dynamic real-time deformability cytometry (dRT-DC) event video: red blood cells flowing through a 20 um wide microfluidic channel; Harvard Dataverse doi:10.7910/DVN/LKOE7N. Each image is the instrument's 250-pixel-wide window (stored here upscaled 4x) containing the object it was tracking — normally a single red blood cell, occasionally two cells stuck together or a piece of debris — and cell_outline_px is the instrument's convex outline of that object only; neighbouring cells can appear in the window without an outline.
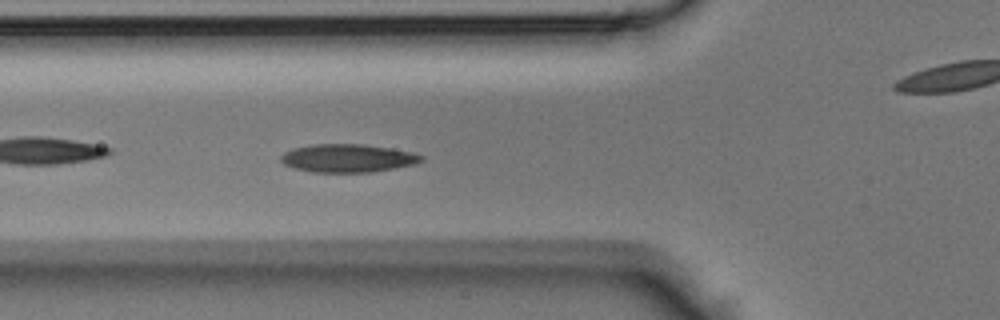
{"species": "Egyptian fruit bat (a non-hibernating species)", "species_latin": "Rousettus aegyptiacus", "temperature_condition": "room temperature", "stored_images_in_passage": 46, "camera_frame_rate_fps": 3000, "um_per_image_px": 0.085, "animal": {"sex": "male"}, "frame": {"image": 1, "passage_image": 16, "time_ms": 5.0, "image_size_px": [1000, 320], "cell_outline_px": [[424, 160], [416, 164], [368, 172], [312, 172], [296, 168], [284, 164], [280, 160], [280, 156], [284, 152], [292, 148], [312, 144], [364, 144], [412, 152], [424, 156]], "centroid_in_image_um": [29.54, 13.44], "position_along_channel_um": 96.3, "area_um2": 22.95}}
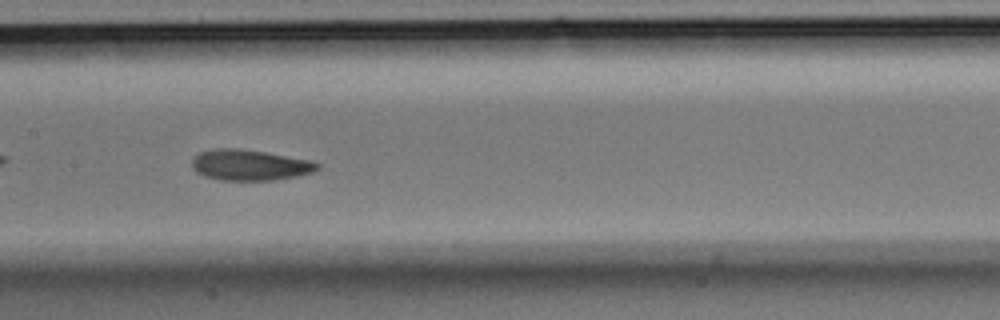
{"frame": {"image": 2, "passage_image": 22, "time_ms": 7.0, "image_size_px": [1000, 320], "cell_outline_px": [[320, 168], [312, 172], [296, 176], [276, 180], [220, 180], [204, 176], [196, 172], [192, 168], [192, 160], [200, 152], [216, 148], [236, 148], [264, 152], [308, 160], [320, 164]], "centroid_in_image_um": [21.2, 14.03], "position_along_channel_um": 186.2, "area_um2": 22.31}}
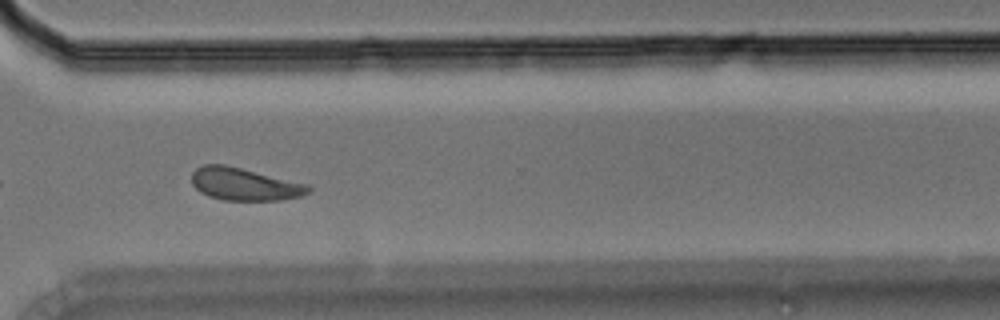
{"frame": {"image": 3, "passage_image": 33, "time_ms": 10.667, "image_size_px": [1000, 320], "cell_outline_px": [[312, 192], [304, 196], [280, 200], [224, 200], [208, 196], [200, 192], [192, 184], [192, 172], [196, 168], [204, 164], [224, 164], [308, 184], [312, 188]], "centroid_in_image_um": [20.81, 15.66], "position_along_channel_um": 349.8, "area_um2": 22.25}}